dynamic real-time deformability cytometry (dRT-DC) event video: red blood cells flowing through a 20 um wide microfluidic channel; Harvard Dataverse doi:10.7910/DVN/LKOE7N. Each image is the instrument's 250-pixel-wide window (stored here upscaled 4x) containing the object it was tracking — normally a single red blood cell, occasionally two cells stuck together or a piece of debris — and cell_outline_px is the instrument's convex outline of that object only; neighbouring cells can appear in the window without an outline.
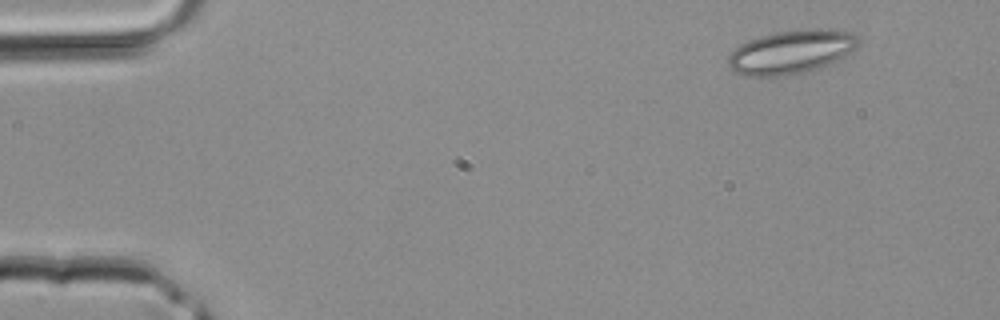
{"species": "common noctule bat (a hibernating species)", "species_latin": "Nyctalus noctula", "temperature_condition": "room temperature", "stored_images_in_passage": 37, "camera_frame_rate_fps": 3000, "um_per_image_px": 0.085, "animal": {"sex": "male", "body_mass_g": 20.4}, "frame": {"image": 1, "passage_image": 1, "time_ms": 0.0, "image_size_px": [1000, 320], "cell_outline_px": [[860, 44], [856, 48], [844, 56], [836, 60], [816, 68], [804, 72], [784, 76], [744, 76], [728, 68], [728, 56], [740, 44], [748, 40], [760, 36], [776, 32], [812, 28], [832, 28], [852, 32], [860, 40]], "centroid_in_image_um": [67.26, 4.39], "position_along_channel_um": 17.7, "area_um2": 33.23}}
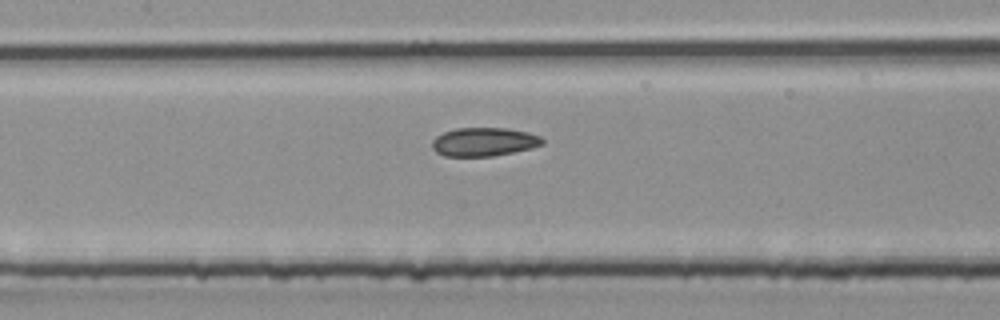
{"frame": {"image": 2, "passage_image": 16, "time_ms": 5.0, "image_size_px": [1000, 320], "cell_outline_px": [[544, 144], [532, 148], [492, 156], [444, 156], [436, 152], [432, 148], [432, 140], [436, 136], [444, 132], [456, 128], [508, 128], [528, 132], [540, 136], [544, 140]], "centroid_in_image_um": [41.14, 12.05], "position_along_channel_um": 166.3, "area_um2": 18.44}}
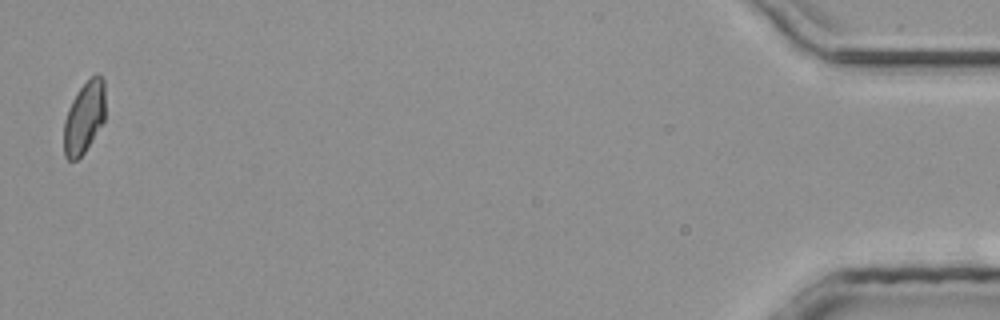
{"frame": {"image": 3, "passage_image": 37, "time_ms": 12.0, "image_size_px": [1000, 320], "cell_outline_px": [[104, 120], [92, 140], [84, 152], [76, 160], [68, 160], [64, 156], [64, 120], [68, 108], [76, 92], [96, 72], [104, 80]], "centroid_in_image_um": [7.14, 9.98], "position_along_channel_um": 428.1, "area_um2": 17.22}}